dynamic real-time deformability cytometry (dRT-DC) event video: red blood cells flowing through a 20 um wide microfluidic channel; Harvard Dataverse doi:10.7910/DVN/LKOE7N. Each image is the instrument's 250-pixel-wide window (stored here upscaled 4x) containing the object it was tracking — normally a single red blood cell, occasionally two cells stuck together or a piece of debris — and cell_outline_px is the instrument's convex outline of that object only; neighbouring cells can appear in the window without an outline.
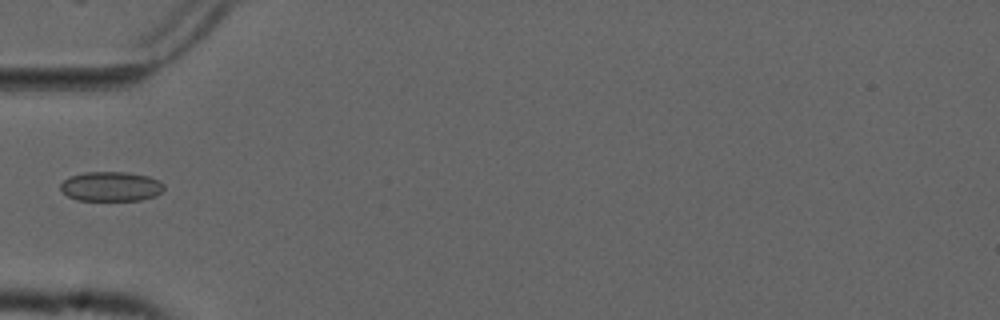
{"species": "common noctule bat (a hibernating species)", "species_latin": "Nyctalus noctula", "temperature_condition": "cold", "stored_images_in_passage": 5, "camera_frame_rate_fps": 3000, "um_per_image_px": 0.085, "animal": {"sex": "male", "forearm_length_mm": 52.5}, "frame": {"image": 1, "passage_image": 5, "time_ms": 1.333, "image_size_px": [1000, 320], "cell_outline_px": [[164, 188], [156, 196], [140, 200], [76, 200], [68, 196], [60, 188], [60, 184], [68, 176], [84, 172], [124, 172], [148, 176], [160, 180], [164, 184]], "centroid_in_image_um": [9.43, 15.84], "position_along_channel_um": 75.6, "area_um2": 17.92}}